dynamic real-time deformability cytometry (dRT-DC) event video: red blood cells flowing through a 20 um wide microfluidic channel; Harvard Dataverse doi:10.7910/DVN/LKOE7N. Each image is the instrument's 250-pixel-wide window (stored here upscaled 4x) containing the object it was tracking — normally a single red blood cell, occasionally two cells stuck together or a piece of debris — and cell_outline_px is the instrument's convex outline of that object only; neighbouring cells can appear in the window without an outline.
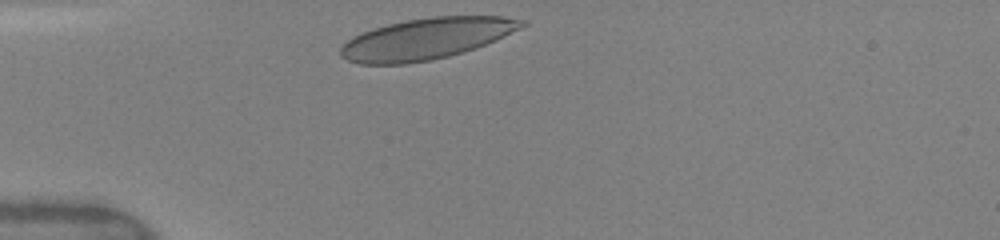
{"species": "human", "species_latin": "Homo sapiens", "temperature_condition": "warm", "stored_images_in_passage": 21, "camera_frame_rate_fps": 3000, "um_per_image_px": 0.085, "donor": {"sex": "female"}, "frame": {"image": 1, "passage_image": 1, "time_ms": 0.0, "image_size_px": [1000, 240], "cell_outline_px": [[528, 24], [496, 40], [448, 56], [432, 60], [404, 64], [360, 64], [348, 60], [340, 56], [340, 48], [352, 36], [372, 28], [388, 24], [408, 20], [432, 16], [504, 16], [528, 20]], "centroid_in_image_um": [36.23, 3.28], "position_along_channel_um": 48.8, "area_um2": 43.35}}
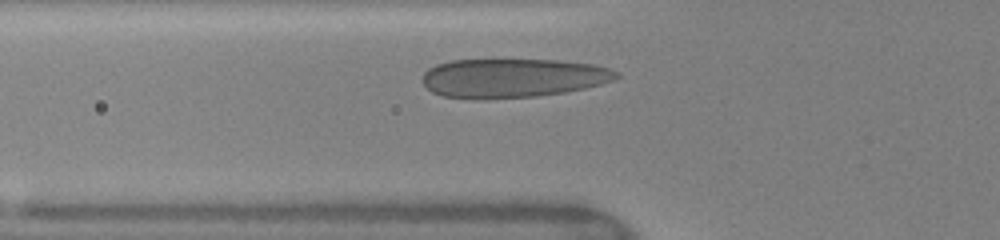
{"frame": {"image": 2, "passage_image": 7, "time_ms": 1.333, "image_size_px": [1000, 240], "cell_outline_px": [[620, 76], [612, 80], [600, 84], [584, 88], [564, 92], [536, 96], [444, 96], [432, 92], [424, 84], [424, 72], [428, 68], [436, 64], [448, 60], [560, 60], [592, 64], [608, 68], [620, 72]], "centroid_in_image_um": [43.63, 6.58], "position_along_channel_um": 82.2, "area_um2": 42.83}}
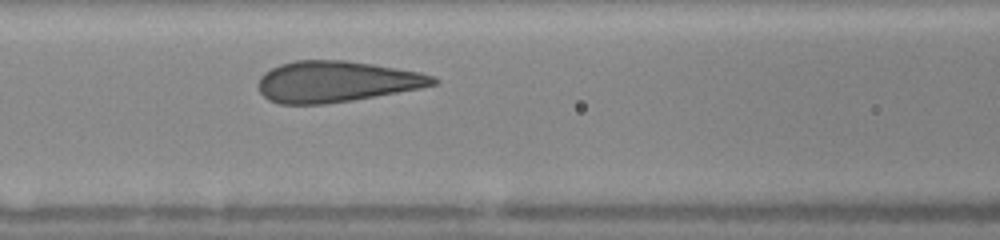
{"frame": {"image": 3, "passage_image": 14, "time_ms": 2.667, "image_size_px": [1000, 240], "cell_outline_px": [[440, 80], [436, 84], [420, 88], [352, 100], [324, 104], [280, 104], [268, 100], [260, 92], [256, 84], [260, 76], [264, 72], [280, 64], [296, 60], [344, 60], [372, 64], [420, 72], [432, 76]], "centroid_in_image_um": [28.54, 6.93], "position_along_channel_um": 138.1, "area_um2": 41.79}}